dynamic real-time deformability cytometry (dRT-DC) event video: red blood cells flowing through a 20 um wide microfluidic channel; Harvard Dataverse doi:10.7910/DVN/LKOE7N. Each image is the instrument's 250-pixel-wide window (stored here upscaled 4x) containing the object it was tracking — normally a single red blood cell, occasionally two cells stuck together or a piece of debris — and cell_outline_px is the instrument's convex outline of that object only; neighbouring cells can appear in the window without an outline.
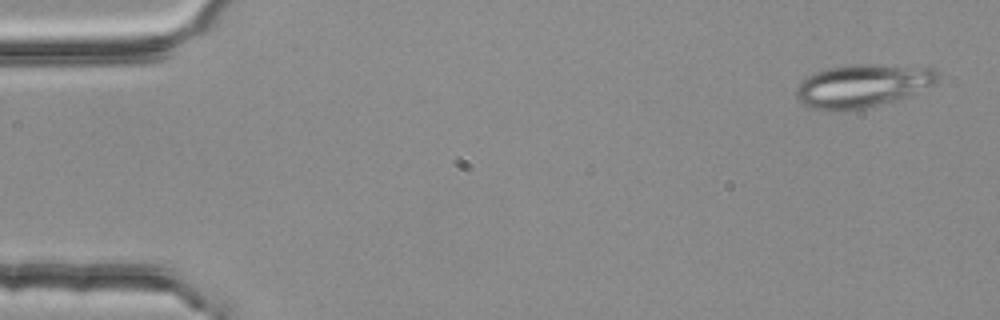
{"species": "common noctule bat (a hibernating species)", "species_latin": "Nyctalus noctula", "temperature_condition": "room temperature", "stored_images_in_passage": 3, "camera_frame_rate_fps": 3000, "um_per_image_px": 0.085, "animal": {"sex": "female", "body_mass_g": 25.1}, "frame": {"image": 1, "passage_image": 1, "time_ms": 0.0, "image_size_px": [1000, 320], "cell_outline_px": [[940, 76], [932, 84], [908, 96], [896, 100], [864, 108], [840, 112], [824, 112], [812, 108], [804, 104], [796, 96], [796, 88], [808, 76], [824, 68], [856, 64], [868, 64], [936, 68], [940, 72]], "centroid_in_image_um": [73.29, 7.3], "position_along_channel_um": 11.7, "area_um2": 35.55}}